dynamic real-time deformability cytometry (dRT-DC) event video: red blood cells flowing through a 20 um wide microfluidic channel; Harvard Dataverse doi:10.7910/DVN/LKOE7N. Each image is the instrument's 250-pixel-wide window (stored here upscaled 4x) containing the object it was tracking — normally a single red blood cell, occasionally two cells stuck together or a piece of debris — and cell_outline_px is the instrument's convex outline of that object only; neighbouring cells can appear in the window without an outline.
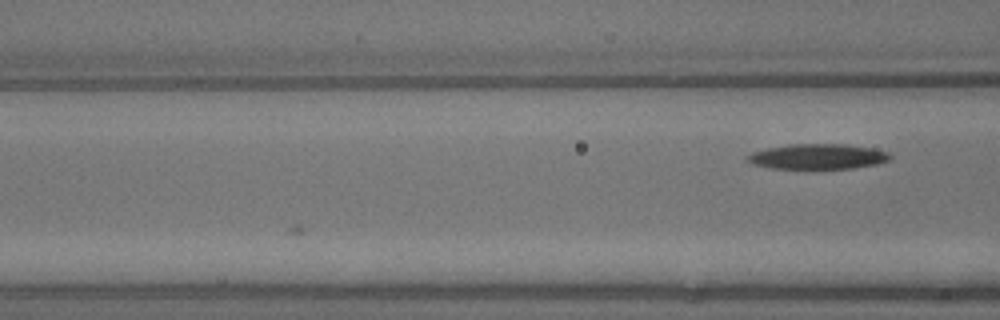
{"species": "common noctule bat (a hibernating species)", "species_latin": "Nyctalus noctula", "temperature_condition": "warm", "stored_images_in_passage": 3, "camera_frame_rate_fps": 3000, "um_per_image_px": 0.085, "animal": {"sex": "male", "body_mass_g": 13.3}, "frame": {"image": 1, "passage_image": 3, "time_ms": 0.667, "image_size_px": [1000, 320], "cell_outline_px": [[892, 156], [888, 160], [876, 164], [852, 168], [772, 168], [752, 164], [744, 160], [744, 156], [752, 152], [768, 148], [792, 144], [844, 144], [872, 148], [888, 152]], "centroid_in_image_um": [69.46, 13.3], "position_along_channel_um": 97.1, "area_um2": 20.87}}